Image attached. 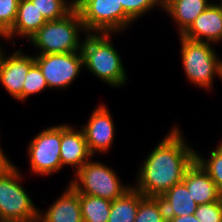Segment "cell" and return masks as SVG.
<instances>
[{
  "label": "cell",
  "instance_id": "e0dca14e",
  "mask_svg": "<svg viewBox=\"0 0 222 222\" xmlns=\"http://www.w3.org/2000/svg\"><path fill=\"white\" fill-rule=\"evenodd\" d=\"M210 4L209 0H164L163 10L176 22L178 34L182 35Z\"/></svg>",
  "mask_w": 222,
  "mask_h": 222
},
{
  "label": "cell",
  "instance_id": "277c9868",
  "mask_svg": "<svg viewBox=\"0 0 222 222\" xmlns=\"http://www.w3.org/2000/svg\"><path fill=\"white\" fill-rule=\"evenodd\" d=\"M180 54L186 78L198 88H212L217 75L222 81V60L212 43L194 41L179 35Z\"/></svg>",
  "mask_w": 222,
  "mask_h": 222
},
{
  "label": "cell",
  "instance_id": "9c48e42d",
  "mask_svg": "<svg viewBox=\"0 0 222 222\" xmlns=\"http://www.w3.org/2000/svg\"><path fill=\"white\" fill-rule=\"evenodd\" d=\"M34 59L46 79L49 89L64 90L70 87L84 67L81 51L35 54Z\"/></svg>",
  "mask_w": 222,
  "mask_h": 222
},
{
  "label": "cell",
  "instance_id": "3957f363",
  "mask_svg": "<svg viewBox=\"0 0 222 222\" xmlns=\"http://www.w3.org/2000/svg\"><path fill=\"white\" fill-rule=\"evenodd\" d=\"M80 31L87 34L78 10L73 9L61 19L47 21L28 41L39 49L37 54L78 52L82 45Z\"/></svg>",
  "mask_w": 222,
  "mask_h": 222
},
{
  "label": "cell",
  "instance_id": "ac0fdd59",
  "mask_svg": "<svg viewBox=\"0 0 222 222\" xmlns=\"http://www.w3.org/2000/svg\"><path fill=\"white\" fill-rule=\"evenodd\" d=\"M160 198L163 202L167 218L193 215L198 206L183 182L175 184Z\"/></svg>",
  "mask_w": 222,
  "mask_h": 222
},
{
  "label": "cell",
  "instance_id": "f546056e",
  "mask_svg": "<svg viewBox=\"0 0 222 222\" xmlns=\"http://www.w3.org/2000/svg\"><path fill=\"white\" fill-rule=\"evenodd\" d=\"M85 0H72L71 1V6L76 9L82 2H84Z\"/></svg>",
  "mask_w": 222,
  "mask_h": 222
},
{
  "label": "cell",
  "instance_id": "4dcf8cb0",
  "mask_svg": "<svg viewBox=\"0 0 222 222\" xmlns=\"http://www.w3.org/2000/svg\"><path fill=\"white\" fill-rule=\"evenodd\" d=\"M0 38H3L4 40H6V34L1 29H0ZM3 51H4V48L1 46V42H0V56Z\"/></svg>",
  "mask_w": 222,
  "mask_h": 222
},
{
  "label": "cell",
  "instance_id": "cb8c5ba5",
  "mask_svg": "<svg viewBox=\"0 0 222 222\" xmlns=\"http://www.w3.org/2000/svg\"><path fill=\"white\" fill-rule=\"evenodd\" d=\"M44 89H48L46 79L44 78L39 66L34 63L26 75L22 89V101H26L31 95L39 94Z\"/></svg>",
  "mask_w": 222,
  "mask_h": 222
},
{
  "label": "cell",
  "instance_id": "9a60e30c",
  "mask_svg": "<svg viewBox=\"0 0 222 222\" xmlns=\"http://www.w3.org/2000/svg\"><path fill=\"white\" fill-rule=\"evenodd\" d=\"M38 222H83L80 194L68 184L45 213L39 211Z\"/></svg>",
  "mask_w": 222,
  "mask_h": 222
},
{
  "label": "cell",
  "instance_id": "7c38bea8",
  "mask_svg": "<svg viewBox=\"0 0 222 222\" xmlns=\"http://www.w3.org/2000/svg\"><path fill=\"white\" fill-rule=\"evenodd\" d=\"M76 129V130H75ZM83 129L74 125L61 124L60 159L62 168L71 166L76 173L84 163L92 159Z\"/></svg>",
  "mask_w": 222,
  "mask_h": 222
},
{
  "label": "cell",
  "instance_id": "ffe728a7",
  "mask_svg": "<svg viewBox=\"0 0 222 222\" xmlns=\"http://www.w3.org/2000/svg\"><path fill=\"white\" fill-rule=\"evenodd\" d=\"M83 222H108L111 201L97 196L80 194Z\"/></svg>",
  "mask_w": 222,
  "mask_h": 222
},
{
  "label": "cell",
  "instance_id": "30bf717a",
  "mask_svg": "<svg viewBox=\"0 0 222 222\" xmlns=\"http://www.w3.org/2000/svg\"><path fill=\"white\" fill-rule=\"evenodd\" d=\"M85 125H81L90 153H108L115 137V125L110 110L104 104L97 106Z\"/></svg>",
  "mask_w": 222,
  "mask_h": 222
},
{
  "label": "cell",
  "instance_id": "83f0119b",
  "mask_svg": "<svg viewBox=\"0 0 222 222\" xmlns=\"http://www.w3.org/2000/svg\"><path fill=\"white\" fill-rule=\"evenodd\" d=\"M167 222H199L198 218L193 215H183L178 217L167 218Z\"/></svg>",
  "mask_w": 222,
  "mask_h": 222
},
{
  "label": "cell",
  "instance_id": "5bb4252c",
  "mask_svg": "<svg viewBox=\"0 0 222 222\" xmlns=\"http://www.w3.org/2000/svg\"><path fill=\"white\" fill-rule=\"evenodd\" d=\"M182 182L198 205L222 199V194L215 182L196 160L185 172Z\"/></svg>",
  "mask_w": 222,
  "mask_h": 222
},
{
  "label": "cell",
  "instance_id": "d4e9b609",
  "mask_svg": "<svg viewBox=\"0 0 222 222\" xmlns=\"http://www.w3.org/2000/svg\"><path fill=\"white\" fill-rule=\"evenodd\" d=\"M164 0H120L123 10L135 21L149 11L160 6L163 9Z\"/></svg>",
  "mask_w": 222,
  "mask_h": 222
},
{
  "label": "cell",
  "instance_id": "6da1fadb",
  "mask_svg": "<svg viewBox=\"0 0 222 222\" xmlns=\"http://www.w3.org/2000/svg\"><path fill=\"white\" fill-rule=\"evenodd\" d=\"M147 154L137 172L135 186L132 185L146 197H161L182 182L196 159V150L187 144L177 124Z\"/></svg>",
  "mask_w": 222,
  "mask_h": 222
},
{
  "label": "cell",
  "instance_id": "4fadbf2b",
  "mask_svg": "<svg viewBox=\"0 0 222 222\" xmlns=\"http://www.w3.org/2000/svg\"><path fill=\"white\" fill-rule=\"evenodd\" d=\"M211 4L182 34L183 37L216 45L222 41V1ZM218 3V4H217Z\"/></svg>",
  "mask_w": 222,
  "mask_h": 222
},
{
  "label": "cell",
  "instance_id": "7a4b0ae2",
  "mask_svg": "<svg viewBox=\"0 0 222 222\" xmlns=\"http://www.w3.org/2000/svg\"><path fill=\"white\" fill-rule=\"evenodd\" d=\"M112 33H87L82 39L83 66L111 87H123L128 81L122 58L113 46Z\"/></svg>",
  "mask_w": 222,
  "mask_h": 222
},
{
  "label": "cell",
  "instance_id": "4316f807",
  "mask_svg": "<svg viewBox=\"0 0 222 222\" xmlns=\"http://www.w3.org/2000/svg\"><path fill=\"white\" fill-rule=\"evenodd\" d=\"M194 215L199 222H222V199L198 205Z\"/></svg>",
  "mask_w": 222,
  "mask_h": 222
},
{
  "label": "cell",
  "instance_id": "f1b7e54d",
  "mask_svg": "<svg viewBox=\"0 0 222 222\" xmlns=\"http://www.w3.org/2000/svg\"><path fill=\"white\" fill-rule=\"evenodd\" d=\"M12 162L9 161L7 158V155L2 150V147L0 145V173L11 164Z\"/></svg>",
  "mask_w": 222,
  "mask_h": 222
},
{
  "label": "cell",
  "instance_id": "52a82bcc",
  "mask_svg": "<svg viewBox=\"0 0 222 222\" xmlns=\"http://www.w3.org/2000/svg\"><path fill=\"white\" fill-rule=\"evenodd\" d=\"M86 33L117 34L134 20L123 10L120 0H85L76 8Z\"/></svg>",
  "mask_w": 222,
  "mask_h": 222
},
{
  "label": "cell",
  "instance_id": "2e32d148",
  "mask_svg": "<svg viewBox=\"0 0 222 222\" xmlns=\"http://www.w3.org/2000/svg\"><path fill=\"white\" fill-rule=\"evenodd\" d=\"M47 20L30 0H20L13 27L6 33V41L15 38H29L36 33ZM17 36V37H16Z\"/></svg>",
  "mask_w": 222,
  "mask_h": 222
},
{
  "label": "cell",
  "instance_id": "44dd1931",
  "mask_svg": "<svg viewBox=\"0 0 222 222\" xmlns=\"http://www.w3.org/2000/svg\"><path fill=\"white\" fill-rule=\"evenodd\" d=\"M134 222H167L161 198L144 196L139 203Z\"/></svg>",
  "mask_w": 222,
  "mask_h": 222
},
{
  "label": "cell",
  "instance_id": "ba28073f",
  "mask_svg": "<svg viewBox=\"0 0 222 222\" xmlns=\"http://www.w3.org/2000/svg\"><path fill=\"white\" fill-rule=\"evenodd\" d=\"M29 141L27 156L31 173L51 176L61 171V124L43 129Z\"/></svg>",
  "mask_w": 222,
  "mask_h": 222
},
{
  "label": "cell",
  "instance_id": "7402d4cb",
  "mask_svg": "<svg viewBox=\"0 0 222 222\" xmlns=\"http://www.w3.org/2000/svg\"><path fill=\"white\" fill-rule=\"evenodd\" d=\"M220 143L215 150L212 149V151H210V156L207 159L196 151L195 160L212 178L222 194V141H220Z\"/></svg>",
  "mask_w": 222,
  "mask_h": 222
},
{
  "label": "cell",
  "instance_id": "8992f818",
  "mask_svg": "<svg viewBox=\"0 0 222 222\" xmlns=\"http://www.w3.org/2000/svg\"><path fill=\"white\" fill-rule=\"evenodd\" d=\"M92 160V161H91ZM69 185L79 194L97 196L113 201L121 197L132 185L124 183L115 170L104 163L90 159L74 173Z\"/></svg>",
  "mask_w": 222,
  "mask_h": 222
},
{
  "label": "cell",
  "instance_id": "5b68a950",
  "mask_svg": "<svg viewBox=\"0 0 222 222\" xmlns=\"http://www.w3.org/2000/svg\"><path fill=\"white\" fill-rule=\"evenodd\" d=\"M17 168L11 163L0 173V221L38 222L40 209L23 188Z\"/></svg>",
  "mask_w": 222,
  "mask_h": 222
},
{
  "label": "cell",
  "instance_id": "1f68e13d",
  "mask_svg": "<svg viewBox=\"0 0 222 222\" xmlns=\"http://www.w3.org/2000/svg\"><path fill=\"white\" fill-rule=\"evenodd\" d=\"M0 222H25V221H0Z\"/></svg>",
  "mask_w": 222,
  "mask_h": 222
},
{
  "label": "cell",
  "instance_id": "d6986e66",
  "mask_svg": "<svg viewBox=\"0 0 222 222\" xmlns=\"http://www.w3.org/2000/svg\"><path fill=\"white\" fill-rule=\"evenodd\" d=\"M143 197L144 195L132 186L121 197L111 201L108 222H134Z\"/></svg>",
  "mask_w": 222,
  "mask_h": 222
},
{
  "label": "cell",
  "instance_id": "8fae6325",
  "mask_svg": "<svg viewBox=\"0 0 222 222\" xmlns=\"http://www.w3.org/2000/svg\"><path fill=\"white\" fill-rule=\"evenodd\" d=\"M19 49L10 55L6 51L0 56V83L14 99L22 101V89L29 68L35 63L33 55Z\"/></svg>",
  "mask_w": 222,
  "mask_h": 222
},
{
  "label": "cell",
  "instance_id": "603a6c76",
  "mask_svg": "<svg viewBox=\"0 0 222 222\" xmlns=\"http://www.w3.org/2000/svg\"><path fill=\"white\" fill-rule=\"evenodd\" d=\"M47 21L58 20L69 14L74 8L70 0H30Z\"/></svg>",
  "mask_w": 222,
  "mask_h": 222
},
{
  "label": "cell",
  "instance_id": "484cf974",
  "mask_svg": "<svg viewBox=\"0 0 222 222\" xmlns=\"http://www.w3.org/2000/svg\"><path fill=\"white\" fill-rule=\"evenodd\" d=\"M20 0H0V29L6 34L14 25Z\"/></svg>",
  "mask_w": 222,
  "mask_h": 222
}]
</instances>
